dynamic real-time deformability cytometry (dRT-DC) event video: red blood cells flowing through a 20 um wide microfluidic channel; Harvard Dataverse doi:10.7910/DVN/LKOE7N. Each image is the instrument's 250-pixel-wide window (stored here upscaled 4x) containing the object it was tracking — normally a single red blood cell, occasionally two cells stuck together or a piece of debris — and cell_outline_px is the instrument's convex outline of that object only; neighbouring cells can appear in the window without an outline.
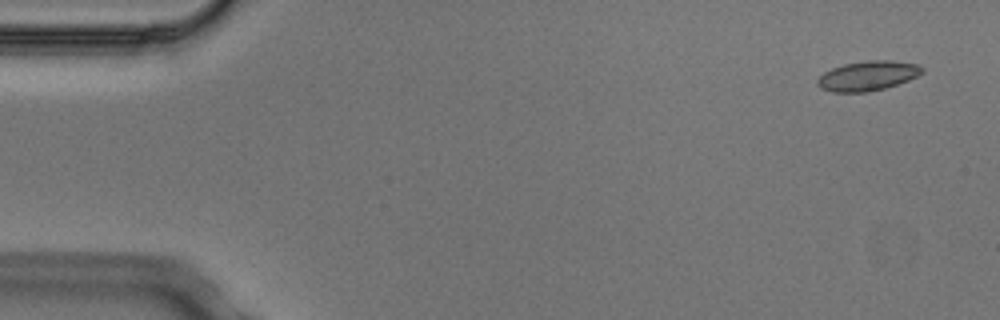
{"species": "Egyptian fruit bat (a non-hibernating species)", "species_latin": "Rousettus aegyptiacus", "temperature_condition": "cold", "stored_images_in_passage": 3, "camera_frame_rate_fps": 3000, "um_per_image_px": 0.085, "animal": {"sex": "male"}, "frame": {"image": 1, "passage_image": 1, "time_ms": 0.0, "image_size_px": [1000, 320], "cell_outline_px": [[924, 72], [908, 80], [884, 88], [868, 92], [832, 92], [820, 88], [816, 84], [816, 80], [824, 72], [832, 68], [844, 64], [868, 60], [892, 60], [916, 64], [924, 68]], "centroid_in_image_um": [73.73, 6.44], "position_along_channel_um": 11.3, "area_um2": 18.09}}